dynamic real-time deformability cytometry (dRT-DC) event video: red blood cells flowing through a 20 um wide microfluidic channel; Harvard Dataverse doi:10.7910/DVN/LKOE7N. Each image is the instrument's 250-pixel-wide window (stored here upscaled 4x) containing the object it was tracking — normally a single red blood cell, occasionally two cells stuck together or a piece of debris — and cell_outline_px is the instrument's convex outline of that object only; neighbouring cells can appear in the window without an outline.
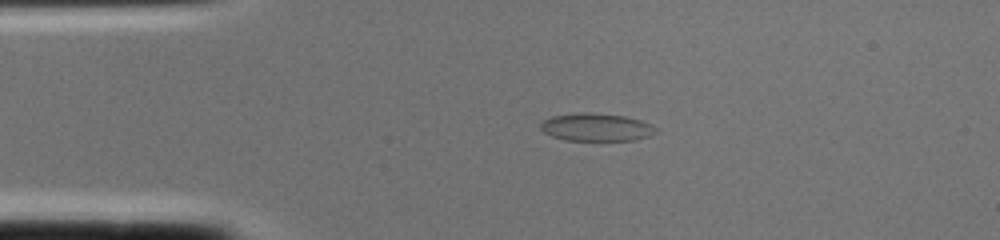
{"species": "common noctule bat (a hibernating species)", "species_latin": "Nyctalus noctula", "temperature_condition": "cold", "stored_images_in_passage": 1, "camera_frame_rate_fps": 3000, "um_per_image_px": 0.085, "animal": {"sex": "female", "body_mass_g": 22.0, "forearm_length_mm": 56.7}, "frame": {"image": 1, "passage_image": 1, "time_ms": 0.0, "image_size_px": [1000, 240], "cell_outline_px": [[656, 132], [648, 136], [636, 140], [564, 140], [552, 136], [544, 132], [540, 128], [540, 124], [544, 120], [552, 116], [580, 112], [592, 112], [624, 116], [640, 120], [652, 124], [656, 128]], "centroid_in_image_um": [50.68, 10.81], "position_along_channel_um": 34.3, "area_um2": 18.67}}